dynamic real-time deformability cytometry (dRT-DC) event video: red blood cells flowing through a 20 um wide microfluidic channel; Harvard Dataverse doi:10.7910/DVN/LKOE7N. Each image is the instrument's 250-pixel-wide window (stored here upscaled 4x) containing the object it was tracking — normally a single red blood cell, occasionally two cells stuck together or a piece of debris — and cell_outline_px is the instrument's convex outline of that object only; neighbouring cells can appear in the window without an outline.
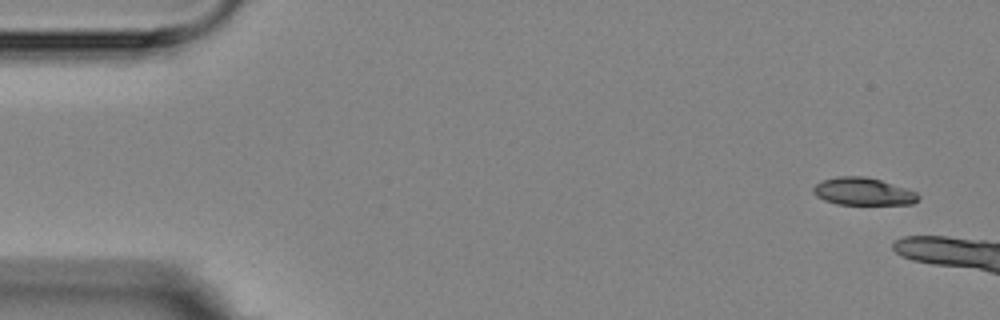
{"species": "Egyptian fruit bat (a non-hibernating species)", "species_latin": "Rousettus aegyptiacus", "temperature_condition": "room temperature", "stored_images_in_passage": 3, "camera_frame_rate_fps": 3000, "um_per_image_px": 0.085, "animal": {"sex": "female"}, "frame": {"image": 1, "passage_image": 1, "time_ms": 0.0, "image_size_px": [1000, 320], "cell_outline_px": [[920, 200], [912, 204], [836, 204], [824, 200], [816, 196], [812, 192], [812, 188], [820, 180], [836, 176], [864, 176], [880, 180], [916, 192], [920, 196]], "centroid_in_image_um": [73.32, 16.27], "position_along_channel_um": 11.7, "area_um2": 16.88}}